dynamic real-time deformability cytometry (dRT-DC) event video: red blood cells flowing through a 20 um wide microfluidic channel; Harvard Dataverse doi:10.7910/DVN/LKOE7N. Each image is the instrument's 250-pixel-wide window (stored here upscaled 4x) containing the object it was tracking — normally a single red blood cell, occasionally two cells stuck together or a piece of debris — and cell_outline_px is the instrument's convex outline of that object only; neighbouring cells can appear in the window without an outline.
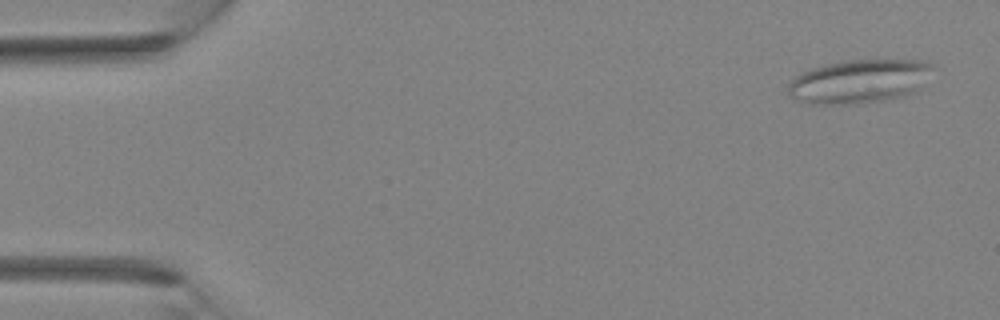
{"species": "Egyptian fruit bat (a non-hibernating species)", "species_latin": "Rousettus aegyptiacus", "temperature_condition": "room temperature", "stored_images_in_passage": 4, "camera_frame_rate_fps": 3000, "um_per_image_px": 0.085, "animal": {"sex": "female"}, "frame": {"image": 1, "passage_image": 1, "time_ms": 0.0, "image_size_px": [1000, 320], "cell_outline_px": [[932, 68], [920, 88], [916, 92], [900, 96], [880, 100], [856, 104], [804, 104], [792, 96], [788, 92], [788, 84], [800, 72], [812, 68], [844, 60], [928, 60], [932, 64]], "centroid_in_image_um": [73.01, 6.91], "position_along_channel_um": 12.0, "area_um2": 36.7}}